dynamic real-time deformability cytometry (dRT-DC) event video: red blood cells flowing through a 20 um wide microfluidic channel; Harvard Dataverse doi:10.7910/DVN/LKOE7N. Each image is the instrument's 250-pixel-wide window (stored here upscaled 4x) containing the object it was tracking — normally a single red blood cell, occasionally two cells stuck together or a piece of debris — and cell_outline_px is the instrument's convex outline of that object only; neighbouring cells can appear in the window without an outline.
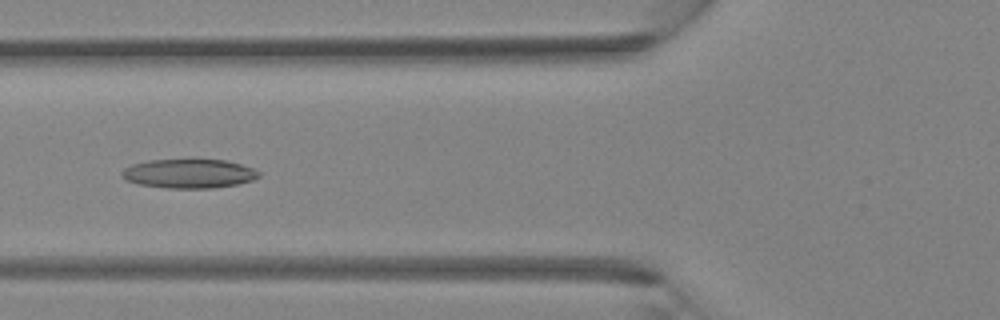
{"species": "Egyptian fruit bat (a non-hibernating species)", "species_latin": "Rousettus aegyptiacus", "temperature_condition": "room temperature", "stored_images_in_passage": 38, "camera_frame_rate_fps": 3000, "um_per_image_px": 0.085, "animal": {"sex": "female"}, "frame": {"image": 1, "passage_image": 14, "time_ms": 4.333, "image_size_px": [1000, 320], "cell_outline_px": [[260, 176], [252, 180], [240, 184], [212, 188], [168, 188], [140, 184], [124, 180], [120, 176], [120, 172], [124, 168], [132, 164], [148, 160], [196, 156], [224, 160], [240, 164], [252, 168], [260, 172]], "centroid_in_image_um": [16.04, 14.7], "position_along_channel_um": 109.8, "area_um2": 24.33}}
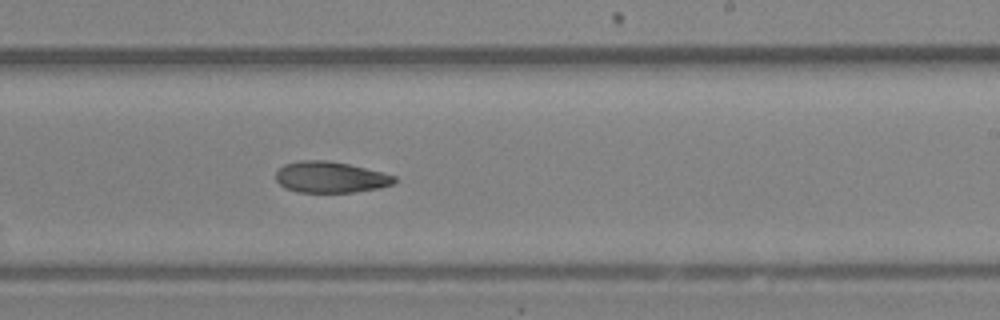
{"frame": {"image": 2, "passage_image": 23, "time_ms": 7.333, "image_size_px": [1000, 320], "cell_outline_px": [[396, 180], [392, 184], [380, 188], [356, 192], [296, 192], [284, 188], [276, 180], [276, 172], [284, 164], [300, 160], [328, 160], [348, 164], [396, 176]], "centroid_in_image_um": [28.06, 15.06], "position_along_channel_um": 260.9, "area_um2": 21.5}}
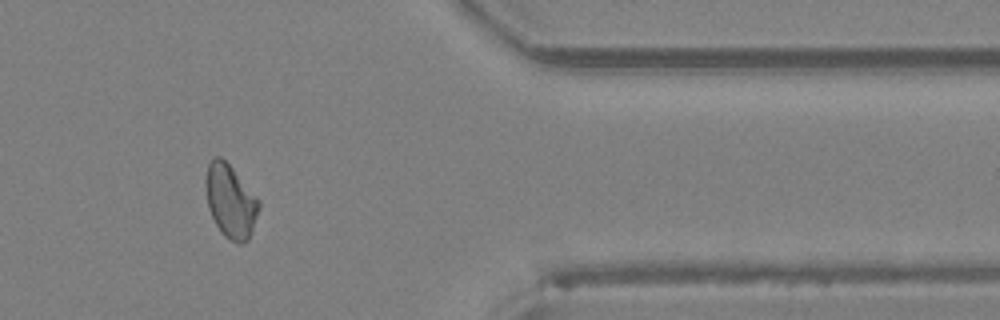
{"frame": {"image": 3, "passage_image": 32, "time_ms": 10.333, "image_size_px": [1000, 320], "cell_outline_px": [[260, 204], [248, 240], [244, 244], [236, 244], [224, 236], [220, 232], [208, 208], [204, 184], [204, 180], [208, 164], [216, 156], [220, 156], [232, 168], [260, 200]], "centroid_in_image_um": [19.57, 17.11], "position_along_channel_um": 391.8, "area_um2": 22.66}}